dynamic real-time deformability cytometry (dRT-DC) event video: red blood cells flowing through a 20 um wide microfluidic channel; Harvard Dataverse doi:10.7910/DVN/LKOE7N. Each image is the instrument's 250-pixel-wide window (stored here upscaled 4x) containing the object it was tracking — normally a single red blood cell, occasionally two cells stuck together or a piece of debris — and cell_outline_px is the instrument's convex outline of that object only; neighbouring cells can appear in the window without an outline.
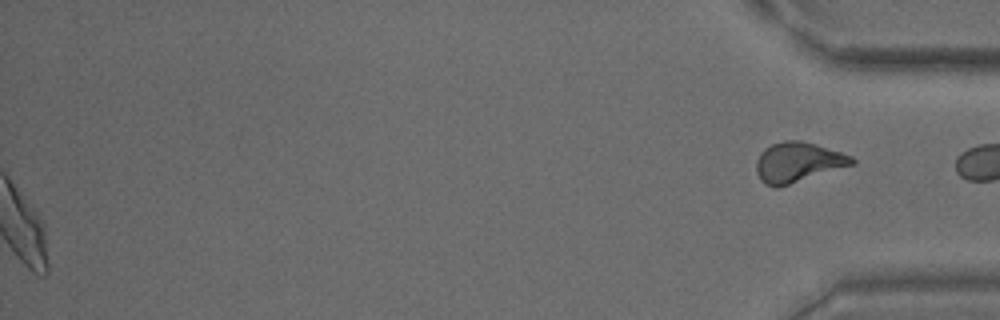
{"species": "common noctule bat (a hibernating species)", "species_latin": "Nyctalus noctula", "temperature_condition": "warm", "stored_images_in_passage": 53, "segment_of_instrument_passage": [2, 2], "camera_frame_rate_fps": 3000, "um_per_image_px": 0.085, "animal": {"sex": "male", "body_mass_g": 15.6}, "frame": {"image": 1, "passage_image": 53, "time_ms": 17.333, "image_size_px": [1000, 320], "cell_outline_px": [[856, 164], [776, 188], [764, 184], [760, 180], [756, 172], [756, 160], [760, 152], [764, 148], [772, 144], [784, 140], [800, 140], [816, 144], [852, 156], [856, 160]], "centroid_in_image_um": [67.81, 13.79], "position_along_channel_um": 367.4, "area_um2": 22.43}}